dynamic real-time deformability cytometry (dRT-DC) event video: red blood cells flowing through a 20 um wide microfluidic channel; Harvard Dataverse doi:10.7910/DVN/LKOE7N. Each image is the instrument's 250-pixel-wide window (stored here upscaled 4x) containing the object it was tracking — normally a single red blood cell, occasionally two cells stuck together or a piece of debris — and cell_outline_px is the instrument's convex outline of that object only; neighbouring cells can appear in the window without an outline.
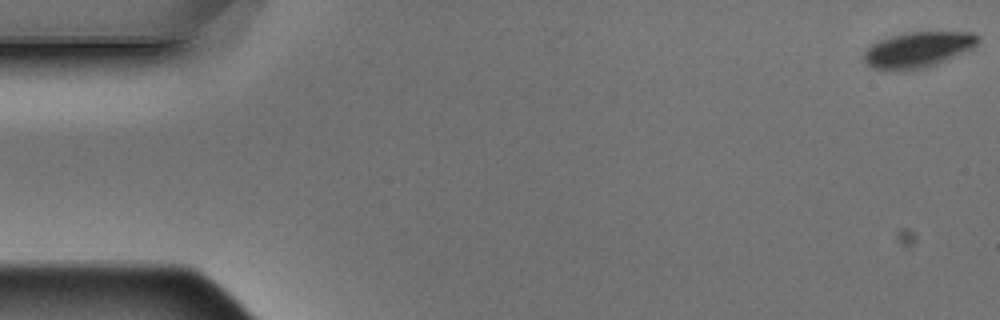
{"species": "Egyptian fruit bat (a non-hibernating species)", "species_latin": "Rousettus aegyptiacus", "temperature_condition": "warm", "stored_images_in_passage": 4, "camera_frame_rate_fps": 3000, "um_per_image_px": 0.085, "animal": {"sex": "male"}, "frame": {"image": 1, "passage_image": 1, "time_ms": 0.0, "image_size_px": [1000, 320], "cell_outline_px": [[980, 40], [972, 48], [936, 64], [920, 68], [900, 72], [884, 72], [872, 68], [864, 60], [864, 52], [872, 44], [880, 40], [892, 36], [908, 32], [976, 32], [980, 36]], "centroid_in_image_um": [78.0, 4.24], "position_along_channel_um": 7.0, "area_um2": 23.81}}